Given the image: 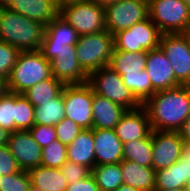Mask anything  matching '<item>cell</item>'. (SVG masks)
Here are the masks:
<instances>
[{
	"label": "cell",
	"instance_id": "6da1fadb",
	"mask_svg": "<svg viewBox=\"0 0 190 191\" xmlns=\"http://www.w3.org/2000/svg\"><path fill=\"white\" fill-rule=\"evenodd\" d=\"M142 106L152 130L178 132L190 116V86L157 91Z\"/></svg>",
	"mask_w": 190,
	"mask_h": 191
},
{
	"label": "cell",
	"instance_id": "7a4b0ae2",
	"mask_svg": "<svg viewBox=\"0 0 190 191\" xmlns=\"http://www.w3.org/2000/svg\"><path fill=\"white\" fill-rule=\"evenodd\" d=\"M45 26L9 8H0V41L20 51L40 50Z\"/></svg>",
	"mask_w": 190,
	"mask_h": 191
},
{
	"label": "cell",
	"instance_id": "3957f363",
	"mask_svg": "<svg viewBox=\"0 0 190 191\" xmlns=\"http://www.w3.org/2000/svg\"><path fill=\"white\" fill-rule=\"evenodd\" d=\"M51 76L50 61L40 50L21 51L7 79L8 91L22 94Z\"/></svg>",
	"mask_w": 190,
	"mask_h": 191
},
{
	"label": "cell",
	"instance_id": "277c9868",
	"mask_svg": "<svg viewBox=\"0 0 190 191\" xmlns=\"http://www.w3.org/2000/svg\"><path fill=\"white\" fill-rule=\"evenodd\" d=\"M40 52L50 61L52 76L64 85L87 83L88 74L78 63L75 45L55 46L43 39Z\"/></svg>",
	"mask_w": 190,
	"mask_h": 191
},
{
	"label": "cell",
	"instance_id": "5b68a950",
	"mask_svg": "<svg viewBox=\"0 0 190 191\" xmlns=\"http://www.w3.org/2000/svg\"><path fill=\"white\" fill-rule=\"evenodd\" d=\"M75 48L79 65L89 75L101 67L108 66L114 50V36L107 30L81 35Z\"/></svg>",
	"mask_w": 190,
	"mask_h": 191
},
{
	"label": "cell",
	"instance_id": "8992f818",
	"mask_svg": "<svg viewBox=\"0 0 190 191\" xmlns=\"http://www.w3.org/2000/svg\"><path fill=\"white\" fill-rule=\"evenodd\" d=\"M87 83L95 94L107 98L127 110H135L142 106L125 86L122 77L109 66L91 72L88 75Z\"/></svg>",
	"mask_w": 190,
	"mask_h": 191
},
{
	"label": "cell",
	"instance_id": "52a82bcc",
	"mask_svg": "<svg viewBox=\"0 0 190 191\" xmlns=\"http://www.w3.org/2000/svg\"><path fill=\"white\" fill-rule=\"evenodd\" d=\"M148 10L162 34L184 33L190 28V10L183 0H148Z\"/></svg>",
	"mask_w": 190,
	"mask_h": 191
},
{
	"label": "cell",
	"instance_id": "ba28073f",
	"mask_svg": "<svg viewBox=\"0 0 190 191\" xmlns=\"http://www.w3.org/2000/svg\"><path fill=\"white\" fill-rule=\"evenodd\" d=\"M81 35H89L106 30L105 8L83 0L59 8V14Z\"/></svg>",
	"mask_w": 190,
	"mask_h": 191
},
{
	"label": "cell",
	"instance_id": "9c48e42d",
	"mask_svg": "<svg viewBox=\"0 0 190 191\" xmlns=\"http://www.w3.org/2000/svg\"><path fill=\"white\" fill-rule=\"evenodd\" d=\"M162 33L148 17L129 29L114 34V49L125 52L150 51L159 48Z\"/></svg>",
	"mask_w": 190,
	"mask_h": 191
},
{
	"label": "cell",
	"instance_id": "30bf717a",
	"mask_svg": "<svg viewBox=\"0 0 190 191\" xmlns=\"http://www.w3.org/2000/svg\"><path fill=\"white\" fill-rule=\"evenodd\" d=\"M93 97V89L88 83L64 85L65 118L71 119L83 129H91Z\"/></svg>",
	"mask_w": 190,
	"mask_h": 191
},
{
	"label": "cell",
	"instance_id": "8fae6325",
	"mask_svg": "<svg viewBox=\"0 0 190 191\" xmlns=\"http://www.w3.org/2000/svg\"><path fill=\"white\" fill-rule=\"evenodd\" d=\"M148 17V0H119L105 7L106 30L112 35Z\"/></svg>",
	"mask_w": 190,
	"mask_h": 191
},
{
	"label": "cell",
	"instance_id": "7c38bea8",
	"mask_svg": "<svg viewBox=\"0 0 190 191\" xmlns=\"http://www.w3.org/2000/svg\"><path fill=\"white\" fill-rule=\"evenodd\" d=\"M159 47L166 54L181 85L190 86V46L183 33L162 34Z\"/></svg>",
	"mask_w": 190,
	"mask_h": 191
},
{
	"label": "cell",
	"instance_id": "4fadbf2b",
	"mask_svg": "<svg viewBox=\"0 0 190 191\" xmlns=\"http://www.w3.org/2000/svg\"><path fill=\"white\" fill-rule=\"evenodd\" d=\"M183 140L179 132L152 130V165L155 170L170 167L180 159Z\"/></svg>",
	"mask_w": 190,
	"mask_h": 191
},
{
	"label": "cell",
	"instance_id": "5bb4252c",
	"mask_svg": "<svg viewBox=\"0 0 190 191\" xmlns=\"http://www.w3.org/2000/svg\"><path fill=\"white\" fill-rule=\"evenodd\" d=\"M9 149L21 170L28 171L41 163L42 148L29 130H18L9 134Z\"/></svg>",
	"mask_w": 190,
	"mask_h": 191
},
{
	"label": "cell",
	"instance_id": "9a60e30c",
	"mask_svg": "<svg viewBox=\"0 0 190 191\" xmlns=\"http://www.w3.org/2000/svg\"><path fill=\"white\" fill-rule=\"evenodd\" d=\"M145 70L156 92L181 86L175 78L174 70L166 54L160 47L148 51Z\"/></svg>",
	"mask_w": 190,
	"mask_h": 191
},
{
	"label": "cell",
	"instance_id": "2e32d148",
	"mask_svg": "<svg viewBox=\"0 0 190 191\" xmlns=\"http://www.w3.org/2000/svg\"><path fill=\"white\" fill-rule=\"evenodd\" d=\"M114 130L123 144L146 138L152 132L147 110L143 106L135 110H127Z\"/></svg>",
	"mask_w": 190,
	"mask_h": 191
},
{
	"label": "cell",
	"instance_id": "e0dca14e",
	"mask_svg": "<svg viewBox=\"0 0 190 191\" xmlns=\"http://www.w3.org/2000/svg\"><path fill=\"white\" fill-rule=\"evenodd\" d=\"M96 165L115 164L123 160V143L114 129L93 128Z\"/></svg>",
	"mask_w": 190,
	"mask_h": 191
},
{
	"label": "cell",
	"instance_id": "ac0fdd59",
	"mask_svg": "<svg viewBox=\"0 0 190 191\" xmlns=\"http://www.w3.org/2000/svg\"><path fill=\"white\" fill-rule=\"evenodd\" d=\"M7 8L45 27L59 14L54 0H12Z\"/></svg>",
	"mask_w": 190,
	"mask_h": 191
},
{
	"label": "cell",
	"instance_id": "d6986e66",
	"mask_svg": "<svg viewBox=\"0 0 190 191\" xmlns=\"http://www.w3.org/2000/svg\"><path fill=\"white\" fill-rule=\"evenodd\" d=\"M127 111L121 105L94 93L92 102V128L114 129Z\"/></svg>",
	"mask_w": 190,
	"mask_h": 191
},
{
	"label": "cell",
	"instance_id": "ffe728a7",
	"mask_svg": "<svg viewBox=\"0 0 190 191\" xmlns=\"http://www.w3.org/2000/svg\"><path fill=\"white\" fill-rule=\"evenodd\" d=\"M67 160L93 169L96 165L93 128L82 129L67 146Z\"/></svg>",
	"mask_w": 190,
	"mask_h": 191
},
{
	"label": "cell",
	"instance_id": "44dd1931",
	"mask_svg": "<svg viewBox=\"0 0 190 191\" xmlns=\"http://www.w3.org/2000/svg\"><path fill=\"white\" fill-rule=\"evenodd\" d=\"M120 164L123 184L139 191H155L156 171L152 167L127 160H122Z\"/></svg>",
	"mask_w": 190,
	"mask_h": 191
},
{
	"label": "cell",
	"instance_id": "7402d4cb",
	"mask_svg": "<svg viewBox=\"0 0 190 191\" xmlns=\"http://www.w3.org/2000/svg\"><path fill=\"white\" fill-rule=\"evenodd\" d=\"M190 181V165L179 159L166 169L156 171L155 190L185 188Z\"/></svg>",
	"mask_w": 190,
	"mask_h": 191
},
{
	"label": "cell",
	"instance_id": "603a6c76",
	"mask_svg": "<svg viewBox=\"0 0 190 191\" xmlns=\"http://www.w3.org/2000/svg\"><path fill=\"white\" fill-rule=\"evenodd\" d=\"M31 185L43 191H65L68 187L60 168L43 165L28 170Z\"/></svg>",
	"mask_w": 190,
	"mask_h": 191
},
{
	"label": "cell",
	"instance_id": "cb8c5ba5",
	"mask_svg": "<svg viewBox=\"0 0 190 191\" xmlns=\"http://www.w3.org/2000/svg\"><path fill=\"white\" fill-rule=\"evenodd\" d=\"M148 52H125L114 49L108 66L120 76L139 73L146 68Z\"/></svg>",
	"mask_w": 190,
	"mask_h": 191
},
{
	"label": "cell",
	"instance_id": "d4e9b609",
	"mask_svg": "<svg viewBox=\"0 0 190 191\" xmlns=\"http://www.w3.org/2000/svg\"><path fill=\"white\" fill-rule=\"evenodd\" d=\"M79 35L63 18L57 15L44 30V39L51 45H76Z\"/></svg>",
	"mask_w": 190,
	"mask_h": 191
},
{
	"label": "cell",
	"instance_id": "484cf974",
	"mask_svg": "<svg viewBox=\"0 0 190 191\" xmlns=\"http://www.w3.org/2000/svg\"><path fill=\"white\" fill-rule=\"evenodd\" d=\"M34 124L55 126L65 118L63 89L51 101L34 108Z\"/></svg>",
	"mask_w": 190,
	"mask_h": 191
},
{
	"label": "cell",
	"instance_id": "4316f807",
	"mask_svg": "<svg viewBox=\"0 0 190 191\" xmlns=\"http://www.w3.org/2000/svg\"><path fill=\"white\" fill-rule=\"evenodd\" d=\"M63 87L64 84L61 81L51 76L30 87L22 93V95L25 96L34 107H38L55 98L62 91Z\"/></svg>",
	"mask_w": 190,
	"mask_h": 191
},
{
	"label": "cell",
	"instance_id": "83f0119b",
	"mask_svg": "<svg viewBox=\"0 0 190 191\" xmlns=\"http://www.w3.org/2000/svg\"><path fill=\"white\" fill-rule=\"evenodd\" d=\"M152 155V132L146 138L131 140L123 144V160L151 167Z\"/></svg>",
	"mask_w": 190,
	"mask_h": 191
},
{
	"label": "cell",
	"instance_id": "f1b7e54d",
	"mask_svg": "<svg viewBox=\"0 0 190 191\" xmlns=\"http://www.w3.org/2000/svg\"><path fill=\"white\" fill-rule=\"evenodd\" d=\"M91 175L100 191H115L123 184L120 163L95 165Z\"/></svg>",
	"mask_w": 190,
	"mask_h": 191
},
{
	"label": "cell",
	"instance_id": "f546056e",
	"mask_svg": "<svg viewBox=\"0 0 190 191\" xmlns=\"http://www.w3.org/2000/svg\"><path fill=\"white\" fill-rule=\"evenodd\" d=\"M121 77L125 86L142 105L156 93L146 70L139 73L125 74Z\"/></svg>",
	"mask_w": 190,
	"mask_h": 191
},
{
	"label": "cell",
	"instance_id": "4dcf8cb0",
	"mask_svg": "<svg viewBox=\"0 0 190 191\" xmlns=\"http://www.w3.org/2000/svg\"><path fill=\"white\" fill-rule=\"evenodd\" d=\"M15 126L18 130H29L34 125V106L22 94L14 92Z\"/></svg>",
	"mask_w": 190,
	"mask_h": 191
},
{
	"label": "cell",
	"instance_id": "1f68e13d",
	"mask_svg": "<svg viewBox=\"0 0 190 191\" xmlns=\"http://www.w3.org/2000/svg\"><path fill=\"white\" fill-rule=\"evenodd\" d=\"M67 161V146L56 139L42 148L40 165L50 168H60Z\"/></svg>",
	"mask_w": 190,
	"mask_h": 191
},
{
	"label": "cell",
	"instance_id": "d6a6232c",
	"mask_svg": "<svg viewBox=\"0 0 190 191\" xmlns=\"http://www.w3.org/2000/svg\"><path fill=\"white\" fill-rule=\"evenodd\" d=\"M0 126L10 133L16 131L14 92L7 91L0 97Z\"/></svg>",
	"mask_w": 190,
	"mask_h": 191
},
{
	"label": "cell",
	"instance_id": "836d02e7",
	"mask_svg": "<svg viewBox=\"0 0 190 191\" xmlns=\"http://www.w3.org/2000/svg\"><path fill=\"white\" fill-rule=\"evenodd\" d=\"M30 186L31 180L26 170L0 177V191H29Z\"/></svg>",
	"mask_w": 190,
	"mask_h": 191
},
{
	"label": "cell",
	"instance_id": "e575fe53",
	"mask_svg": "<svg viewBox=\"0 0 190 191\" xmlns=\"http://www.w3.org/2000/svg\"><path fill=\"white\" fill-rule=\"evenodd\" d=\"M21 51L12 45L0 41V76L8 79Z\"/></svg>",
	"mask_w": 190,
	"mask_h": 191
},
{
	"label": "cell",
	"instance_id": "d590c367",
	"mask_svg": "<svg viewBox=\"0 0 190 191\" xmlns=\"http://www.w3.org/2000/svg\"><path fill=\"white\" fill-rule=\"evenodd\" d=\"M54 127L57 139L66 146H68L83 129L69 118H64Z\"/></svg>",
	"mask_w": 190,
	"mask_h": 191
},
{
	"label": "cell",
	"instance_id": "8d00e7d4",
	"mask_svg": "<svg viewBox=\"0 0 190 191\" xmlns=\"http://www.w3.org/2000/svg\"><path fill=\"white\" fill-rule=\"evenodd\" d=\"M60 170L66 178L68 185L76 183L91 175V169L89 167L68 160L62 167H60Z\"/></svg>",
	"mask_w": 190,
	"mask_h": 191
},
{
	"label": "cell",
	"instance_id": "74e56055",
	"mask_svg": "<svg viewBox=\"0 0 190 191\" xmlns=\"http://www.w3.org/2000/svg\"><path fill=\"white\" fill-rule=\"evenodd\" d=\"M29 132L41 148L57 139L55 127L51 125L34 124Z\"/></svg>",
	"mask_w": 190,
	"mask_h": 191
},
{
	"label": "cell",
	"instance_id": "f35d334b",
	"mask_svg": "<svg viewBox=\"0 0 190 191\" xmlns=\"http://www.w3.org/2000/svg\"><path fill=\"white\" fill-rule=\"evenodd\" d=\"M21 171L15 157L11 153L9 146H0V175L13 174Z\"/></svg>",
	"mask_w": 190,
	"mask_h": 191
},
{
	"label": "cell",
	"instance_id": "ab89813d",
	"mask_svg": "<svg viewBox=\"0 0 190 191\" xmlns=\"http://www.w3.org/2000/svg\"><path fill=\"white\" fill-rule=\"evenodd\" d=\"M65 191H100L92 175L68 185Z\"/></svg>",
	"mask_w": 190,
	"mask_h": 191
},
{
	"label": "cell",
	"instance_id": "60d3db41",
	"mask_svg": "<svg viewBox=\"0 0 190 191\" xmlns=\"http://www.w3.org/2000/svg\"><path fill=\"white\" fill-rule=\"evenodd\" d=\"M178 132L184 142L190 143V116L185 120Z\"/></svg>",
	"mask_w": 190,
	"mask_h": 191
},
{
	"label": "cell",
	"instance_id": "b9f144b4",
	"mask_svg": "<svg viewBox=\"0 0 190 191\" xmlns=\"http://www.w3.org/2000/svg\"><path fill=\"white\" fill-rule=\"evenodd\" d=\"M180 159H182L185 163H188L190 165V143L183 142Z\"/></svg>",
	"mask_w": 190,
	"mask_h": 191
},
{
	"label": "cell",
	"instance_id": "7bdbcfd3",
	"mask_svg": "<svg viewBox=\"0 0 190 191\" xmlns=\"http://www.w3.org/2000/svg\"><path fill=\"white\" fill-rule=\"evenodd\" d=\"M9 134L10 132L0 126V146L8 143Z\"/></svg>",
	"mask_w": 190,
	"mask_h": 191
},
{
	"label": "cell",
	"instance_id": "ee69618b",
	"mask_svg": "<svg viewBox=\"0 0 190 191\" xmlns=\"http://www.w3.org/2000/svg\"><path fill=\"white\" fill-rule=\"evenodd\" d=\"M8 91L7 80L0 76V97Z\"/></svg>",
	"mask_w": 190,
	"mask_h": 191
},
{
	"label": "cell",
	"instance_id": "f6af8a7d",
	"mask_svg": "<svg viewBox=\"0 0 190 191\" xmlns=\"http://www.w3.org/2000/svg\"><path fill=\"white\" fill-rule=\"evenodd\" d=\"M90 1L105 8L106 6L116 3L119 0H90Z\"/></svg>",
	"mask_w": 190,
	"mask_h": 191
},
{
	"label": "cell",
	"instance_id": "bcb514c9",
	"mask_svg": "<svg viewBox=\"0 0 190 191\" xmlns=\"http://www.w3.org/2000/svg\"><path fill=\"white\" fill-rule=\"evenodd\" d=\"M79 1H83V0H55V4L57 6V8H61L65 5L71 4V3H76Z\"/></svg>",
	"mask_w": 190,
	"mask_h": 191
},
{
	"label": "cell",
	"instance_id": "7dc6e473",
	"mask_svg": "<svg viewBox=\"0 0 190 191\" xmlns=\"http://www.w3.org/2000/svg\"><path fill=\"white\" fill-rule=\"evenodd\" d=\"M115 191H139L137 189H134L131 186L122 184L121 186H119Z\"/></svg>",
	"mask_w": 190,
	"mask_h": 191
},
{
	"label": "cell",
	"instance_id": "c3c4849f",
	"mask_svg": "<svg viewBox=\"0 0 190 191\" xmlns=\"http://www.w3.org/2000/svg\"><path fill=\"white\" fill-rule=\"evenodd\" d=\"M12 0H0V8H7Z\"/></svg>",
	"mask_w": 190,
	"mask_h": 191
},
{
	"label": "cell",
	"instance_id": "681fc988",
	"mask_svg": "<svg viewBox=\"0 0 190 191\" xmlns=\"http://www.w3.org/2000/svg\"><path fill=\"white\" fill-rule=\"evenodd\" d=\"M183 34H184L185 37L187 38L188 43H189V46H190V28L187 29Z\"/></svg>",
	"mask_w": 190,
	"mask_h": 191
},
{
	"label": "cell",
	"instance_id": "f907efd6",
	"mask_svg": "<svg viewBox=\"0 0 190 191\" xmlns=\"http://www.w3.org/2000/svg\"><path fill=\"white\" fill-rule=\"evenodd\" d=\"M155 191H186V188H177V189H171V190H155Z\"/></svg>",
	"mask_w": 190,
	"mask_h": 191
},
{
	"label": "cell",
	"instance_id": "816d5d0a",
	"mask_svg": "<svg viewBox=\"0 0 190 191\" xmlns=\"http://www.w3.org/2000/svg\"><path fill=\"white\" fill-rule=\"evenodd\" d=\"M29 191H43V190L38 189V188L31 185L30 188H29Z\"/></svg>",
	"mask_w": 190,
	"mask_h": 191
},
{
	"label": "cell",
	"instance_id": "f5cc1de1",
	"mask_svg": "<svg viewBox=\"0 0 190 191\" xmlns=\"http://www.w3.org/2000/svg\"><path fill=\"white\" fill-rule=\"evenodd\" d=\"M183 1L186 3V5L188 6V8L190 10V0H183Z\"/></svg>",
	"mask_w": 190,
	"mask_h": 191
},
{
	"label": "cell",
	"instance_id": "db71d44e",
	"mask_svg": "<svg viewBox=\"0 0 190 191\" xmlns=\"http://www.w3.org/2000/svg\"><path fill=\"white\" fill-rule=\"evenodd\" d=\"M185 188H186V191H190V181L187 183Z\"/></svg>",
	"mask_w": 190,
	"mask_h": 191
}]
</instances>
